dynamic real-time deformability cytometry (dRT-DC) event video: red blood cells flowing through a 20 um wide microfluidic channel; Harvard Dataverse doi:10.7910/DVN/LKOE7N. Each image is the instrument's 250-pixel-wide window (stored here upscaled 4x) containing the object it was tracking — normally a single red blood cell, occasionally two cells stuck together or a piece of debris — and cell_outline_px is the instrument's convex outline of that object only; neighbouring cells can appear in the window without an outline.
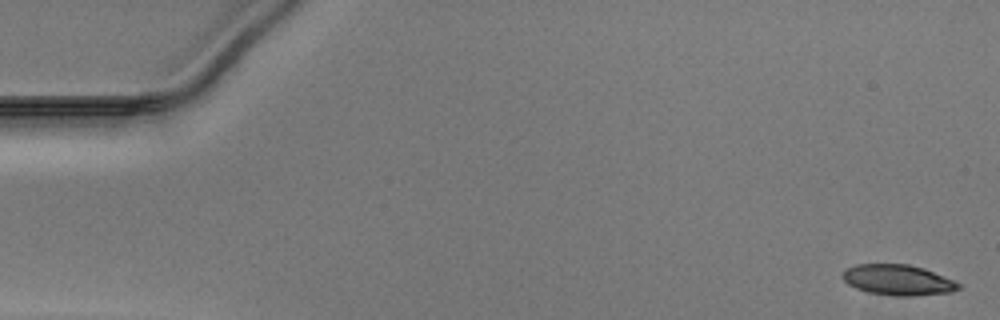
{"species": "Egyptian fruit bat (a non-hibernating species)", "species_latin": "Rousettus aegyptiacus", "temperature_condition": "warm", "stored_images_in_passage": 43, "camera_frame_rate_fps": 3000, "um_per_image_px": 0.085, "animal": {"sex": "male"}, "frame": {"image": 1, "passage_image": 1, "time_ms": 0.0, "image_size_px": [1000, 320], "cell_outline_px": [[960, 288], [952, 292], [912, 296], [900, 296], [868, 292], [856, 288], [848, 284], [840, 276], [848, 268], [856, 264], [908, 264], [924, 268], [952, 280], [960, 284]], "centroid_in_image_um": [76.31, 23.79], "position_along_channel_um": 8.7, "area_um2": 20.46}}
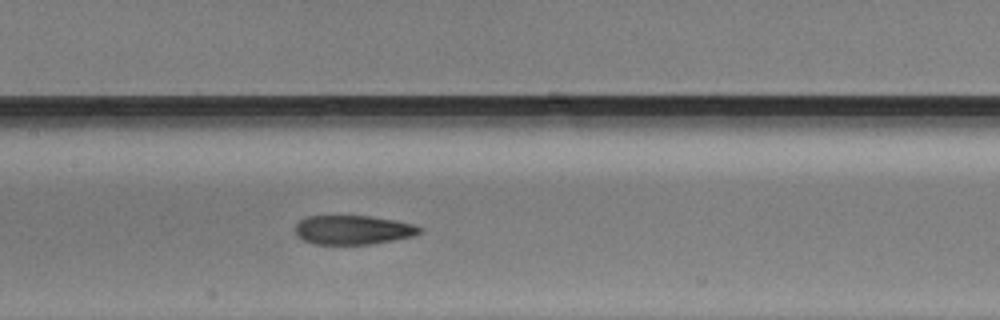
{"frame": {"image": 2, "passage_image": 24, "time_ms": 7.667, "image_size_px": [1000, 320], "cell_outline_px": [[420, 232], [412, 236], [372, 244], [316, 244], [304, 240], [296, 232], [296, 224], [300, 220], [308, 216], [368, 216], [392, 220], [412, 224], [420, 228]], "centroid_in_image_um": [29.98, 19.54], "position_along_channel_um": 177.4, "area_um2": 20.63}}
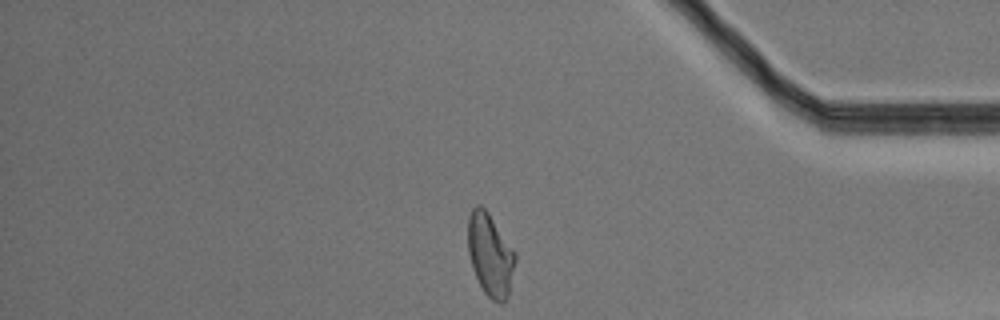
{"frame": {"image": 3, "passage_image": 42, "time_ms": 13.667, "image_size_px": [1000, 320], "cell_outline_px": [[516, 260], [508, 296], [504, 304], [500, 304], [492, 300], [484, 292], [472, 268], [468, 252], [468, 216], [472, 208], [476, 204], [480, 204], [488, 212], [516, 252]], "centroid_in_image_um": [41.67, 21.66], "position_along_channel_um": 393.5, "area_um2": 22.95}}